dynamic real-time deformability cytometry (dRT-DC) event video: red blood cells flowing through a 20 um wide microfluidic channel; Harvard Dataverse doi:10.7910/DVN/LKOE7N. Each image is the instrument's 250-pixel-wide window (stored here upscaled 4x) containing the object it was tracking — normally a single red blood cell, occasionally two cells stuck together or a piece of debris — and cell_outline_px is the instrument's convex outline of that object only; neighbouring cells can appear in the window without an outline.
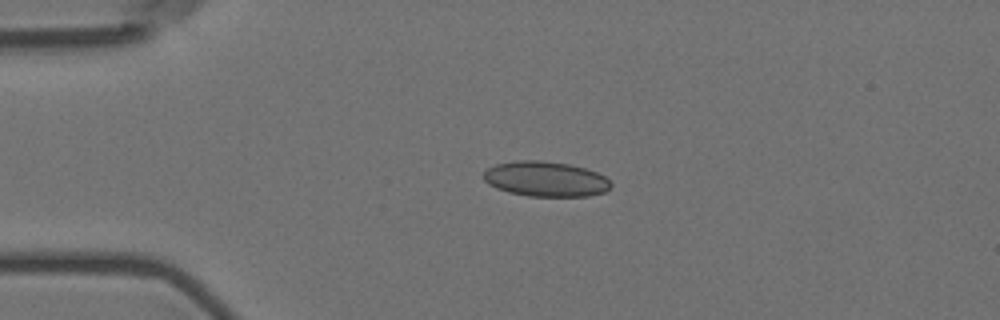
{"species": "Egyptian fruit bat (a non-hibernating species)", "species_latin": "Rousettus aegyptiacus", "temperature_condition": "room temperature", "stored_images_in_passage": 4, "camera_frame_rate_fps": 3000, "um_per_image_px": 0.085, "animal": {"sex": "female"}, "frame": {"image": 1, "passage_image": 3, "time_ms": 0.667, "image_size_px": [1000, 320], "cell_outline_px": [[612, 184], [604, 192], [588, 196], [528, 196], [508, 192], [496, 188], [488, 184], [484, 180], [484, 172], [488, 168], [496, 164], [516, 160], [540, 160], [568, 164], [584, 168], [596, 172], [604, 176]], "centroid_in_image_um": [46.35, 15.21], "position_along_channel_um": 38.7, "area_um2": 25.95}}